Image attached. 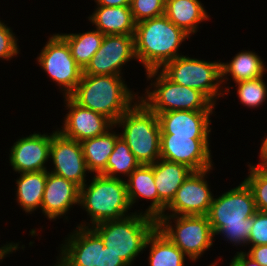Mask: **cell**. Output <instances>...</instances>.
<instances>
[{
  "label": "cell",
  "instance_id": "d6a6232c",
  "mask_svg": "<svg viewBox=\"0 0 267 266\" xmlns=\"http://www.w3.org/2000/svg\"><path fill=\"white\" fill-rule=\"evenodd\" d=\"M17 38L14 36L12 29L0 21V58L10 60L19 54Z\"/></svg>",
  "mask_w": 267,
  "mask_h": 266
},
{
  "label": "cell",
  "instance_id": "4316f807",
  "mask_svg": "<svg viewBox=\"0 0 267 266\" xmlns=\"http://www.w3.org/2000/svg\"><path fill=\"white\" fill-rule=\"evenodd\" d=\"M148 246L150 266H184L186 255L157 227L148 236L144 248Z\"/></svg>",
  "mask_w": 267,
  "mask_h": 266
},
{
  "label": "cell",
  "instance_id": "f35d334b",
  "mask_svg": "<svg viewBox=\"0 0 267 266\" xmlns=\"http://www.w3.org/2000/svg\"><path fill=\"white\" fill-rule=\"evenodd\" d=\"M259 158L261 162L257 166L265 169L267 167V137L264 138L260 147Z\"/></svg>",
  "mask_w": 267,
  "mask_h": 266
},
{
  "label": "cell",
  "instance_id": "30bf717a",
  "mask_svg": "<svg viewBox=\"0 0 267 266\" xmlns=\"http://www.w3.org/2000/svg\"><path fill=\"white\" fill-rule=\"evenodd\" d=\"M41 50L39 66L55 81L65 96H69L81 80L83 69L72 57L67 42L58 34L51 35Z\"/></svg>",
  "mask_w": 267,
  "mask_h": 266
},
{
  "label": "cell",
  "instance_id": "cb8c5ba5",
  "mask_svg": "<svg viewBox=\"0 0 267 266\" xmlns=\"http://www.w3.org/2000/svg\"><path fill=\"white\" fill-rule=\"evenodd\" d=\"M115 127L117 126L114 125L103 135L80 142L88 173L103 175L106 172L109 156L114 150L116 140L120 137V134L111 131Z\"/></svg>",
  "mask_w": 267,
  "mask_h": 266
},
{
  "label": "cell",
  "instance_id": "9a60e30c",
  "mask_svg": "<svg viewBox=\"0 0 267 266\" xmlns=\"http://www.w3.org/2000/svg\"><path fill=\"white\" fill-rule=\"evenodd\" d=\"M64 101L69 112L62 129L58 131L65 137L82 142L103 135L114 126L106 116L79 106L69 96H65Z\"/></svg>",
  "mask_w": 267,
  "mask_h": 266
},
{
  "label": "cell",
  "instance_id": "1f68e13d",
  "mask_svg": "<svg viewBox=\"0 0 267 266\" xmlns=\"http://www.w3.org/2000/svg\"><path fill=\"white\" fill-rule=\"evenodd\" d=\"M130 10L135 23H138L164 15L165 0H131Z\"/></svg>",
  "mask_w": 267,
  "mask_h": 266
},
{
  "label": "cell",
  "instance_id": "60d3db41",
  "mask_svg": "<svg viewBox=\"0 0 267 266\" xmlns=\"http://www.w3.org/2000/svg\"><path fill=\"white\" fill-rule=\"evenodd\" d=\"M217 265V262H214L212 264H210L209 266H216Z\"/></svg>",
  "mask_w": 267,
  "mask_h": 266
},
{
  "label": "cell",
  "instance_id": "e0dca14e",
  "mask_svg": "<svg viewBox=\"0 0 267 266\" xmlns=\"http://www.w3.org/2000/svg\"><path fill=\"white\" fill-rule=\"evenodd\" d=\"M76 228L60 247L54 266H98L99 235L91 227Z\"/></svg>",
  "mask_w": 267,
  "mask_h": 266
},
{
  "label": "cell",
  "instance_id": "4fadbf2b",
  "mask_svg": "<svg viewBox=\"0 0 267 266\" xmlns=\"http://www.w3.org/2000/svg\"><path fill=\"white\" fill-rule=\"evenodd\" d=\"M49 159L54 164L51 173L63 177L82 187L88 171L81 143L65 137L58 129L51 133Z\"/></svg>",
  "mask_w": 267,
  "mask_h": 266
},
{
  "label": "cell",
  "instance_id": "f1b7e54d",
  "mask_svg": "<svg viewBox=\"0 0 267 266\" xmlns=\"http://www.w3.org/2000/svg\"><path fill=\"white\" fill-rule=\"evenodd\" d=\"M140 165L126 142L122 137H119L116 140L113 152L109 156L106 172L103 175L110 178H121L118 175L123 174L128 177Z\"/></svg>",
  "mask_w": 267,
  "mask_h": 266
},
{
  "label": "cell",
  "instance_id": "9c48e42d",
  "mask_svg": "<svg viewBox=\"0 0 267 266\" xmlns=\"http://www.w3.org/2000/svg\"><path fill=\"white\" fill-rule=\"evenodd\" d=\"M221 63L190 58L181 54L167 62L160 70L174 83L202 92L215 105V99L229 92V87L224 91L221 89Z\"/></svg>",
  "mask_w": 267,
  "mask_h": 266
},
{
  "label": "cell",
  "instance_id": "ba28073f",
  "mask_svg": "<svg viewBox=\"0 0 267 266\" xmlns=\"http://www.w3.org/2000/svg\"><path fill=\"white\" fill-rule=\"evenodd\" d=\"M168 214H162L156 219V227L191 261H196L205 250L212 247L215 235L207 215ZM171 218L175 226L170 224Z\"/></svg>",
  "mask_w": 267,
  "mask_h": 266
},
{
  "label": "cell",
  "instance_id": "83f0119b",
  "mask_svg": "<svg viewBox=\"0 0 267 266\" xmlns=\"http://www.w3.org/2000/svg\"><path fill=\"white\" fill-rule=\"evenodd\" d=\"M69 45L72 57L76 63L84 69L90 62L93 55L101 47L104 39L98 29L87 31L84 33H70V34H59Z\"/></svg>",
  "mask_w": 267,
  "mask_h": 266
},
{
  "label": "cell",
  "instance_id": "e575fe53",
  "mask_svg": "<svg viewBox=\"0 0 267 266\" xmlns=\"http://www.w3.org/2000/svg\"><path fill=\"white\" fill-rule=\"evenodd\" d=\"M98 266H129L119 255L113 253L99 236Z\"/></svg>",
  "mask_w": 267,
  "mask_h": 266
},
{
  "label": "cell",
  "instance_id": "74e56055",
  "mask_svg": "<svg viewBox=\"0 0 267 266\" xmlns=\"http://www.w3.org/2000/svg\"><path fill=\"white\" fill-rule=\"evenodd\" d=\"M97 5L107 7L130 6L131 0H95Z\"/></svg>",
  "mask_w": 267,
  "mask_h": 266
},
{
  "label": "cell",
  "instance_id": "6da1fadb",
  "mask_svg": "<svg viewBox=\"0 0 267 266\" xmlns=\"http://www.w3.org/2000/svg\"><path fill=\"white\" fill-rule=\"evenodd\" d=\"M256 211L253 193L242 181L238 187L213 198L207 217L214 235L223 234L234 245H247Z\"/></svg>",
  "mask_w": 267,
  "mask_h": 266
},
{
  "label": "cell",
  "instance_id": "7c38bea8",
  "mask_svg": "<svg viewBox=\"0 0 267 266\" xmlns=\"http://www.w3.org/2000/svg\"><path fill=\"white\" fill-rule=\"evenodd\" d=\"M209 139L160 134V158L186 165L193 171L212 168Z\"/></svg>",
  "mask_w": 267,
  "mask_h": 266
},
{
  "label": "cell",
  "instance_id": "ffe728a7",
  "mask_svg": "<svg viewBox=\"0 0 267 266\" xmlns=\"http://www.w3.org/2000/svg\"><path fill=\"white\" fill-rule=\"evenodd\" d=\"M193 172L186 165L158 159L154 163V182L158 191V217L165 214L166 207L174 199L178 188Z\"/></svg>",
  "mask_w": 267,
  "mask_h": 266
},
{
  "label": "cell",
  "instance_id": "d4e9b609",
  "mask_svg": "<svg viewBox=\"0 0 267 266\" xmlns=\"http://www.w3.org/2000/svg\"><path fill=\"white\" fill-rule=\"evenodd\" d=\"M46 179L47 170L20 173L16 180V200L25 212L31 213L41 208Z\"/></svg>",
  "mask_w": 267,
  "mask_h": 266
},
{
  "label": "cell",
  "instance_id": "5b68a950",
  "mask_svg": "<svg viewBox=\"0 0 267 266\" xmlns=\"http://www.w3.org/2000/svg\"><path fill=\"white\" fill-rule=\"evenodd\" d=\"M123 128L120 137L140 164L160 159V123L158 115L138 99L115 123Z\"/></svg>",
  "mask_w": 267,
  "mask_h": 266
},
{
  "label": "cell",
  "instance_id": "484cf974",
  "mask_svg": "<svg viewBox=\"0 0 267 266\" xmlns=\"http://www.w3.org/2000/svg\"><path fill=\"white\" fill-rule=\"evenodd\" d=\"M265 67L261 57L255 52L249 50L238 52L231 62L221 63L222 83H225L226 79L228 81L229 75L235 83L263 77L267 71ZM227 74L228 76H226Z\"/></svg>",
  "mask_w": 267,
  "mask_h": 266
},
{
  "label": "cell",
  "instance_id": "7a4b0ae2",
  "mask_svg": "<svg viewBox=\"0 0 267 266\" xmlns=\"http://www.w3.org/2000/svg\"><path fill=\"white\" fill-rule=\"evenodd\" d=\"M190 36L165 15L136 23L135 54L146 72L161 69L167 62L181 56L178 49Z\"/></svg>",
  "mask_w": 267,
  "mask_h": 266
},
{
  "label": "cell",
  "instance_id": "2e32d148",
  "mask_svg": "<svg viewBox=\"0 0 267 266\" xmlns=\"http://www.w3.org/2000/svg\"><path fill=\"white\" fill-rule=\"evenodd\" d=\"M51 134L34 133L18 139L9 154L10 165L18 173L47 170Z\"/></svg>",
  "mask_w": 267,
  "mask_h": 266
},
{
  "label": "cell",
  "instance_id": "ab89813d",
  "mask_svg": "<svg viewBox=\"0 0 267 266\" xmlns=\"http://www.w3.org/2000/svg\"><path fill=\"white\" fill-rule=\"evenodd\" d=\"M19 246V243H7L6 245L0 247V261L7 256V254L12 253L13 251H16Z\"/></svg>",
  "mask_w": 267,
  "mask_h": 266
},
{
  "label": "cell",
  "instance_id": "4dcf8cb0",
  "mask_svg": "<svg viewBox=\"0 0 267 266\" xmlns=\"http://www.w3.org/2000/svg\"><path fill=\"white\" fill-rule=\"evenodd\" d=\"M249 176L244 182L251 189L258 211L267 212V170L249 164Z\"/></svg>",
  "mask_w": 267,
  "mask_h": 266
},
{
  "label": "cell",
  "instance_id": "8992f818",
  "mask_svg": "<svg viewBox=\"0 0 267 266\" xmlns=\"http://www.w3.org/2000/svg\"><path fill=\"white\" fill-rule=\"evenodd\" d=\"M79 204L90 216L91 225L129 216L131 205L123 178L95 174L91 183L80 187Z\"/></svg>",
  "mask_w": 267,
  "mask_h": 266
},
{
  "label": "cell",
  "instance_id": "277c9868",
  "mask_svg": "<svg viewBox=\"0 0 267 266\" xmlns=\"http://www.w3.org/2000/svg\"><path fill=\"white\" fill-rule=\"evenodd\" d=\"M91 227L103 240L104 246L119 255L129 266L145 250L148 236L156 228V218L143 212L132 213L119 220L105 221Z\"/></svg>",
  "mask_w": 267,
  "mask_h": 266
},
{
  "label": "cell",
  "instance_id": "52a82bcc",
  "mask_svg": "<svg viewBox=\"0 0 267 266\" xmlns=\"http://www.w3.org/2000/svg\"><path fill=\"white\" fill-rule=\"evenodd\" d=\"M145 74L147 80L155 77V82L151 83V86L153 84L151 88L146 89L144 97L139 98L157 115L169 111H213L215 109L216 105L202 92L174 83L160 69L150 70ZM152 88L154 90L151 92Z\"/></svg>",
  "mask_w": 267,
  "mask_h": 266
},
{
  "label": "cell",
  "instance_id": "5bb4252c",
  "mask_svg": "<svg viewBox=\"0 0 267 266\" xmlns=\"http://www.w3.org/2000/svg\"><path fill=\"white\" fill-rule=\"evenodd\" d=\"M212 168L193 171L178 188L174 199L166 207L169 215H207L213 195L205 177Z\"/></svg>",
  "mask_w": 267,
  "mask_h": 266
},
{
  "label": "cell",
  "instance_id": "836d02e7",
  "mask_svg": "<svg viewBox=\"0 0 267 266\" xmlns=\"http://www.w3.org/2000/svg\"><path fill=\"white\" fill-rule=\"evenodd\" d=\"M247 245H267V212L256 211Z\"/></svg>",
  "mask_w": 267,
  "mask_h": 266
},
{
  "label": "cell",
  "instance_id": "603a6c76",
  "mask_svg": "<svg viewBox=\"0 0 267 266\" xmlns=\"http://www.w3.org/2000/svg\"><path fill=\"white\" fill-rule=\"evenodd\" d=\"M199 0H165L164 15L177 27L192 35L199 23L209 19V15Z\"/></svg>",
  "mask_w": 267,
  "mask_h": 266
},
{
  "label": "cell",
  "instance_id": "d590c367",
  "mask_svg": "<svg viewBox=\"0 0 267 266\" xmlns=\"http://www.w3.org/2000/svg\"><path fill=\"white\" fill-rule=\"evenodd\" d=\"M248 252L249 257L258 262L261 266H267V245L250 246Z\"/></svg>",
  "mask_w": 267,
  "mask_h": 266
},
{
  "label": "cell",
  "instance_id": "ac0fdd59",
  "mask_svg": "<svg viewBox=\"0 0 267 266\" xmlns=\"http://www.w3.org/2000/svg\"><path fill=\"white\" fill-rule=\"evenodd\" d=\"M214 111H169L158 114L161 133L191 139H209L210 115Z\"/></svg>",
  "mask_w": 267,
  "mask_h": 266
},
{
  "label": "cell",
  "instance_id": "44dd1931",
  "mask_svg": "<svg viewBox=\"0 0 267 266\" xmlns=\"http://www.w3.org/2000/svg\"><path fill=\"white\" fill-rule=\"evenodd\" d=\"M97 9L88 17L104 35H134L136 23L130 6L107 7L97 5Z\"/></svg>",
  "mask_w": 267,
  "mask_h": 266
},
{
  "label": "cell",
  "instance_id": "8d00e7d4",
  "mask_svg": "<svg viewBox=\"0 0 267 266\" xmlns=\"http://www.w3.org/2000/svg\"><path fill=\"white\" fill-rule=\"evenodd\" d=\"M230 266H261L258 262L249 257L245 252H237L231 259Z\"/></svg>",
  "mask_w": 267,
  "mask_h": 266
},
{
  "label": "cell",
  "instance_id": "7402d4cb",
  "mask_svg": "<svg viewBox=\"0 0 267 266\" xmlns=\"http://www.w3.org/2000/svg\"><path fill=\"white\" fill-rule=\"evenodd\" d=\"M126 182V188L130 205L144 198L152 200L145 214L158 218V191L154 182V163L141 164L129 176Z\"/></svg>",
  "mask_w": 267,
  "mask_h": 266
},
{
  "label": "cell",
  "instance_id": "d6986e66",
  "mask_svg": "<svg viewBox=\"0 0 267 266\" xmlns=\"http://www.w3.org/2000/svg\"><path fill=\"white\" fill-rule=\"evenodd\" d=\"M79 196L80 187L77 184L47 171L42 213L49 220L61 218L73 205H79Z\"/></svg>",
  "mask_w": 267,
  "mask_h": 266
},
{
  "label": "cell",
  "instance_id": "8fae6325",
  "mask_svg": "<svg viewBox=\"0 0 267 266\" xmlns=\"http://www.w3.org/2000/svg\"><path fill=\"white\" fill-rule=\"evenodd\" d=\"M136 59L134 35H104L101 47L83 69L88 75L121 76L122 66Z\"/></svg>",
  "mask_w": 267,
  "mask_h": 266
},
{
  "label": "cell",
  "instance_id": "3957f363",
  "mask_svg": "<svg viewBox=\"0 0 267 266\" xmlns=\"http://www.w3.org/2000/svg\"><path fill=\"white\" fill-rule=\"evenodd\" d=\"M135 95L122 76L82 74L69 97L79 106L98 112L115 123L135 99H139Z\"/></svg>",
  "mask_w": 267,
  "mask_h": 266
},
{
  "label": "cell",
  "instance_id": "f546056e",
  "mask_svg": "<svg viewBox=\"0 0 267 266\" xmlns=\"http://www.w3.org/2000/svg\"><path fill=\"white\" fill-rule=\"evenodd\" d=\"M262 78L236 82L237 94L244 106L257 108L265 102L267 86Z\"/></svg>",
  "mask_w": 267,
  "mask_h": 266
}]
</instances>
